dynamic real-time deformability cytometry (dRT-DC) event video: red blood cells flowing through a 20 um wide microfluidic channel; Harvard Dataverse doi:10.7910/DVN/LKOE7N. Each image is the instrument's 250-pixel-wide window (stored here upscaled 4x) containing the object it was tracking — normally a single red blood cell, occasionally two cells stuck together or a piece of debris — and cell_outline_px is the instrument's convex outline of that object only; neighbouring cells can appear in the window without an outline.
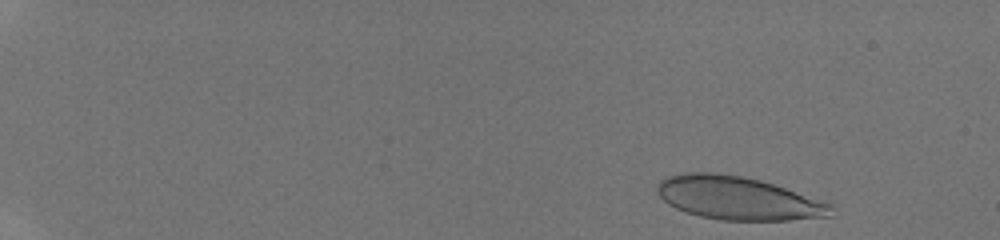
{"species": "human", "species_latin": "Homo sapiens", "temperature_condition": "room temperature", "stored_images_in_passage": 43, "camera_frame_rate_fps": 3000, "um_per_image_px": 0.085, "donor": {"sex": "male"}, "frame": {"image": 1, "passage_image": 2, "time_ms": 0.333, "image_size_px": [1000, 240], "cell_outline_px": [[832, 216], [788, 220], [720, 220], [700, 216], [676, 208], [668, 204], [656, 192], [656, 184], [660, 180], [668, 176], [684, 172], [716, 172], [744, 176], [760, 180], [832, 204]], "centroid_in_image_um": [62.68, 16.83], "position_along_channel_um": 22.3, "area_um2": 43.64}}
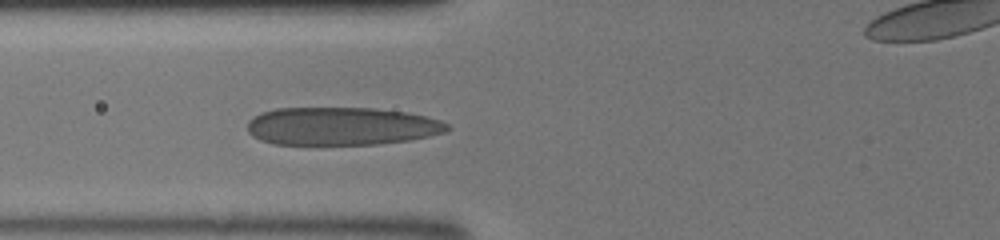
{"frame": {"image": 2, "passage_image": 17, "time_ms": 5.333, "image_size_px": [1000, 240], "cell_outline_px": [[452, 128], [444, 132], [428, 136], [408, 140], [376, 144], [272, 144], [260, 140], [252, 136], [248, 132], [248, 120], [260, 112], [276, 108], [372, 108], [404, 112], [424, 116], [440, 120], [448, 124]], "centroid_in_image_um": [28.98, 10.72], "position_along_channel_um": 96.8, "area_um2": 44.22}}
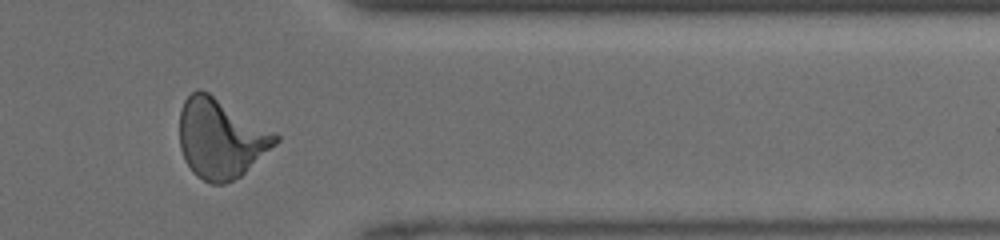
{"frame": {"image": 3, "passage_image": 36, "time_ms": 11.667, "image_size_px": [1000, 240], "cell_outline_px": [[280, 140], [276, 144], [240, 176], [224, 184], [212, 184], [196, 176], [192, 172], [184, 160], [180, 148], [180, 108], [184, 100], [196, 88], [200, 88], [208, 92], [276, 132], [280, 136]], "centroid_in_image_um": [18.75, 11.76], "position_along_channel_um": 392.7, "area_um2": 44.56}}